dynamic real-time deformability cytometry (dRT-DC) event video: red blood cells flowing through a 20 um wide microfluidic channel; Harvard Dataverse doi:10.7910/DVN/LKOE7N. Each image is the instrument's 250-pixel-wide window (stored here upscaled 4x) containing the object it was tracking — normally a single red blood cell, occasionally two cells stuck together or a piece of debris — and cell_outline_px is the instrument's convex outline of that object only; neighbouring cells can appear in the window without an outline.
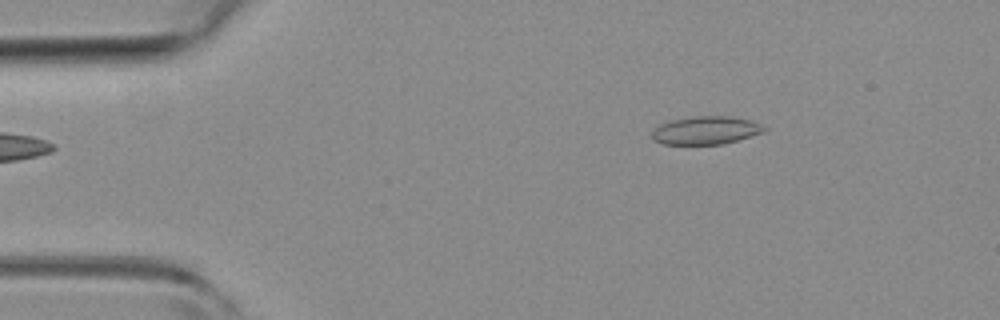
{"species": "common noctule bat (a hibernating species)", "species_latin": "Nyctalus noctula", "temperature_condition": "room temperature", "stored_images_in_passage": 2, "camera_frame_rate_fps": 3000, "um_per_image_px": 0.085, "animal": {"sex": "female", "body_mass_g": 19.3, "forearm_length_mm": 54.1}, "frame": {"image": 1, "passage_image": 2, "time_ms": 0.333, "image_size_px": [1000, 320], "cell_outline_px": [[768, 128], [764, 132], [724, 144], [660, 144], [652, 136], [652, 132], [660, 124], [672, 120], [692, 116], [732, 116], [752, 120]], "centroid_in_image_um": [60.04, 11.07], "position_along_channel_um": 25.0, "area_um2": 18.38}}